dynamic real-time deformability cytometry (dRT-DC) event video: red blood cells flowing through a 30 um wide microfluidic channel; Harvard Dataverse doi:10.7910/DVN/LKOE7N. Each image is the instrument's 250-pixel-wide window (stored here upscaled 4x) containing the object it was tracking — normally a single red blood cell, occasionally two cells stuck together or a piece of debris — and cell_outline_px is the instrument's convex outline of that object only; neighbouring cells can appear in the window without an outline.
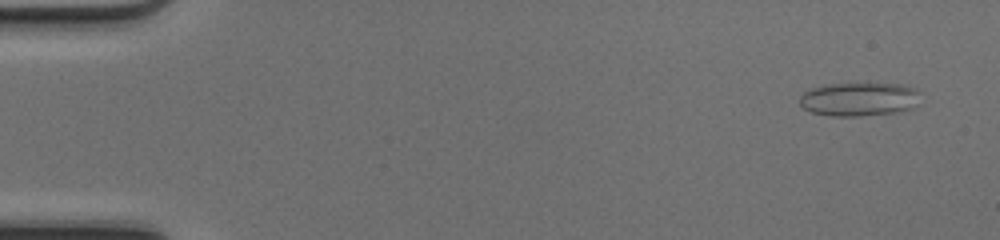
{"species": "common noctule bat (a hibernating species)", "species_latin": "Nyctalus noctula", "temperature_condition": "cold", "stored_images_in_passage": 49, "camera_frame_rate_fps": 3000, "um_per_image_px": 0.085, "animal": {"sex": "female", "body_mass_g": 17.0, "forearm_length_mm": 48.0}, "frame": {"image": 1, "passage_image": 3, "time_ms": 0.667, "image_size_px": [1000, 240], "cell_outline_px": [[920, 92], [916, 104], [912, 108], [900, 112], [860, 116], [832, 116], [812, 112], [804, 108], [800, 104], [800, 96], [804, 92], [812, 88], [832, 84], [904, 84], [916, 88]], "centroid_in_image_um": [73.06, 8.44], "position_along_channel_um": 11.9, "area_um2": 23.64}}
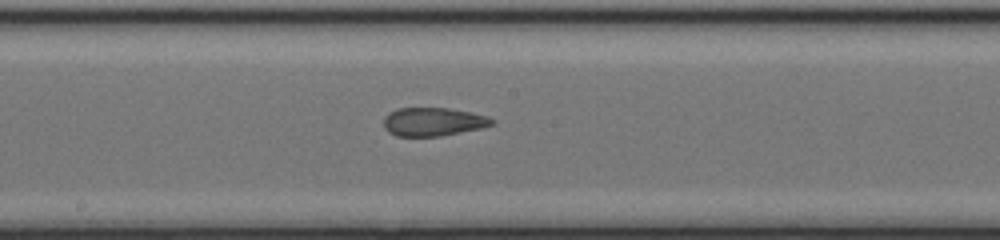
{"frame": {"image": 2, "passage_image": 27, "time_ms": 8.667, "image_size_px": [1000, 240], "cell_outline_px": [[496, 124], [480, 128], [440, 136], [396, 136], [388, 132], [384, 128], [384, 116], [388, 112], [396, 108], [448, 108], [472, 112], [488, 116], [496, 120]], "centroid_in_image_um": [36.82, 10.34], "position_along_channel_um": 211.4, "area_um2": 18.15}}
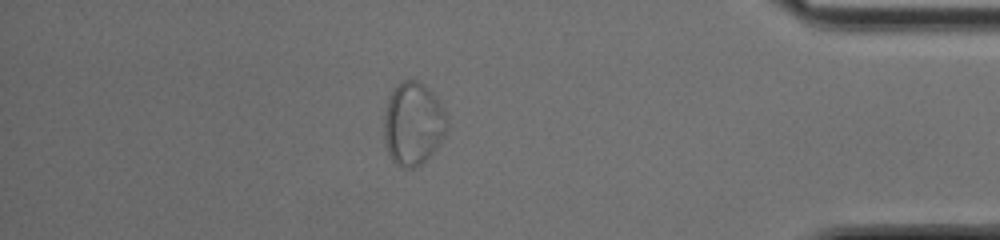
{"frame": {"image": 3, "passage_image": 43, "time_ms": 14.0, "image_size_px": [1000, 240], "cell_outline_px": [[448, 128], [436, 148], [416, 168], [400, 168], [392, 160], [388, 152], [384, 140], [384, 116], [388, 96], [396, 84], [400, 80], [408, 76], [424, 84], [444, 108], [448, 116]], "centroid_in_image_um": [35.1, 10.47], "position_along_channel_um": 400.1, "area_um2": 30.92}}